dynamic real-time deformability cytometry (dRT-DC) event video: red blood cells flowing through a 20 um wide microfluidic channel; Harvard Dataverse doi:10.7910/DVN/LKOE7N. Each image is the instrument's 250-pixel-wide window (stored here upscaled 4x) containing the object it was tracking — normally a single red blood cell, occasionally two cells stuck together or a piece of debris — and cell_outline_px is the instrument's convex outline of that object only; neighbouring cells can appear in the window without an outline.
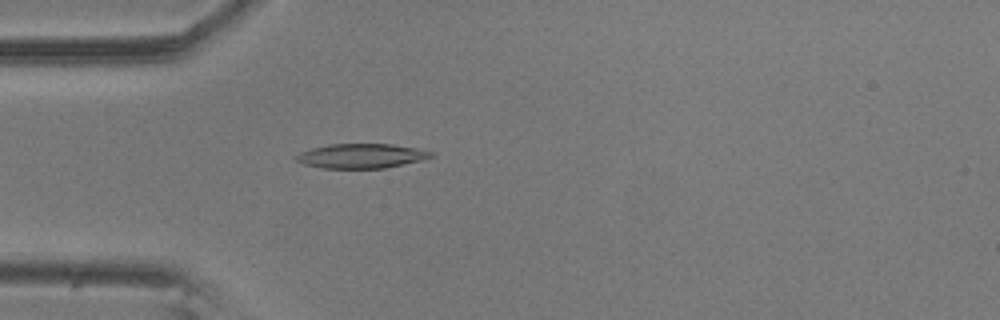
{"species": "common noctule bat (a hibernating species)", "species_latin": "Nyctalus noctula", "temperature_condition": "room temperature", "stored_images_in_passage": 56, "camera_frame_rate_fps": 3000, "um_per_image_px": 0.085, "animal": {"sex": "male", "body_mass_g": 20.5, "forearm_length_mm": 52.5}, "frame": {"image": 1, "passage_image": 16, "time_ms": 5.0, "image_size_px": [1000, 320], "cell_outline_px": [[436, 156], [424, 160], [384, 168], [324, 168], [304, 164], [296, 160], [296, 156], [300, 152], [312, 148], [328, 144], [392, 144], [416, 148], [432, 152]], "centroid_in_image_um": [30.75, 13.25], "position_along_channel_um": 54.2, "area_um2": 19.25}}
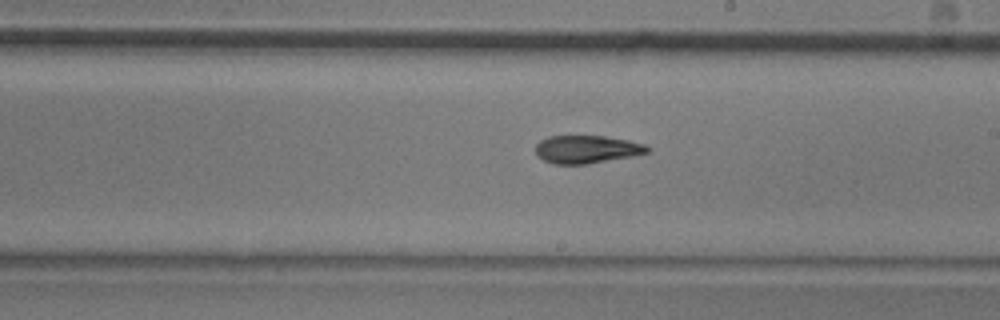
{"frame": {"image": 2, "passage_image": 32, "time_ms": 10.333, "image_size_px": [1000, 320], "cell_outline_px": [[652, 148], [648, 152], [632, 156], [584, 164], [552, 164], [536, 156], [536, 144], [540, 140], [548, 136], [604, 136], [628, 140], [644, 144]], "centroid_in_image_um": [49.85, 12.69], "position_along_channel_um": 239.2, "area_um2": 18.15}}
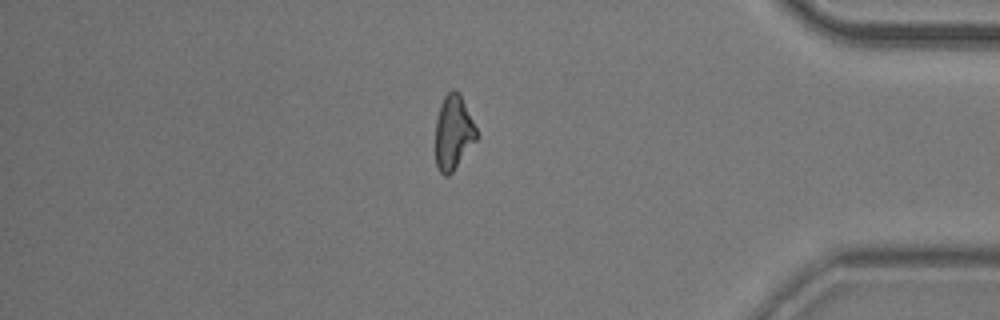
{"frame": {"image": 3, "passage_image": 48, "time_ms": 15.667, "image_size_px": [1000, 320], "cell_outline_px": [[476, 140], [452, 172], [448, 176], [444, 176], [440, 172], [436, 164], [436, 120], [440, 104], [444, 96], [452, 88], [460, 92], [476, 128]], "centroid_in_image_um": [38.52, 11.23], "position_along_channel_um": 396.7, "area_um2": 17.69}, "authors_computed_cell_mechanics": {"area_um2": 18.6694, "velocity_mm_per_s": 3.5505, "shape_relaxation_time_tau1_ms": 5.5965, "shape_relaxation_time_tau2_ms": 3.2048, "deformation_change_tau1": 0.1704, "deformation_change_tau2": 0.0952}}